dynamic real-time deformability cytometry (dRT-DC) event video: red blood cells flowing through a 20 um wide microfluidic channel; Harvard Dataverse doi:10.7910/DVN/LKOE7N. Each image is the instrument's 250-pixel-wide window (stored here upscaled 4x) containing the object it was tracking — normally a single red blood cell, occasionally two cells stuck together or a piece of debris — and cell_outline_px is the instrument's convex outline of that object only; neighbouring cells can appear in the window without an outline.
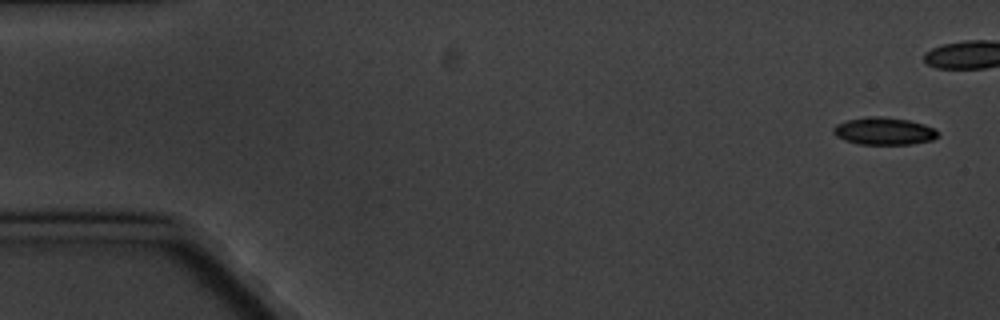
{"species": "common noctule bat (a hibernating species)", "species_latin": "Nyctalus noctula", "temperature_condition": "cold", "stored_images_in_passage": 6, "camera_frame_rate_fps": 3000, "um_per_image_px": 0.085, "animal": {"sex": "male", "body_mass_g": 20.1, "forearm_length_mm": 53.5}, "frame": {"image": 1, "passage_image": 1, "time_ms": 0.0, "image_size_px": [1000, 320], "cell_outline_px": [[940, 136], [932, 140], [912, 144], [856, 144], [844, 140], [836, 136], [832, 132], [832, 128], [836, 124], [848, 120], [868, 116], [880, 116], [908, 120], [924, 124], [940, 132]], "centroid_in_image_um": [75.13, 11.15], "position_along_channel_um": 9.9, "area_um2": 16.82}}
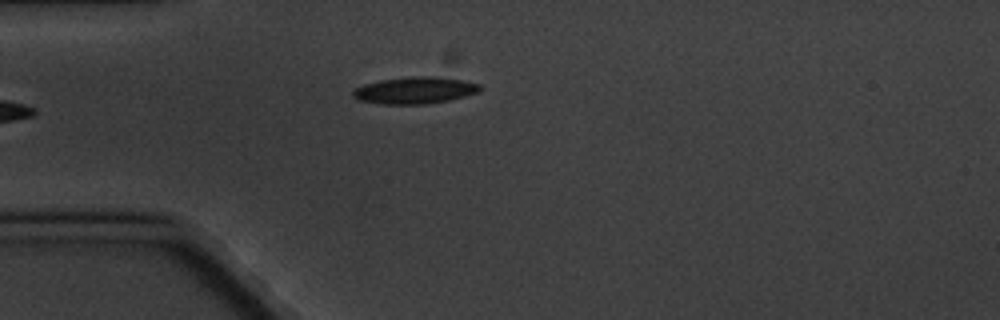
{"frame": {"image": 2, "passage_image": 6, "time_ms": 6.0, "image_size_px": [1000, 320], "cell_outline_px": [[480, 92], [448, 100], [428, 104], [380, 104], [360, 100], [352, 96], [352, 92], [356, 88], [364, 84], [380, 80], [416, 76], [436, 76], [464, 80], [480, 84]], "centroid_in_image_um": [35.28, 7.67], "position_along_channel_um": 49.7, "area_um2": 19.83}}